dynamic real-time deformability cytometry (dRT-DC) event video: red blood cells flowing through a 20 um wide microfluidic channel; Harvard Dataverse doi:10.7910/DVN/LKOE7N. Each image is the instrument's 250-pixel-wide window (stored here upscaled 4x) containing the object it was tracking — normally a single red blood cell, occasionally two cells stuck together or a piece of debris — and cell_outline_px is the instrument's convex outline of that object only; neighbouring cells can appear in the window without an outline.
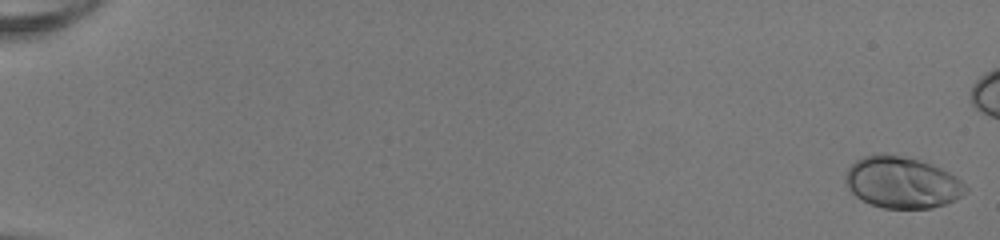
{"species": "human", "species_latin": "Homo sapiens", "temperature_condition": "room temperature", "stored_images_in_passage": 48, "camera_frame_rate_fps": 3000, "um_per_image_px": 0.085, "donor": {"sex": "female"}, "frame": {"image": 1, "passage_image": 1, "time_ms": 0.0, "image_size_px": [1000, 240], "cell_outline_px": [[968, 188], [956, 200], [932, 208], [884, 208], [872, 204], [856, 196], [848, 188], [844, 180], [844, 176], [848, 168], [856, 160], [864, 156], [880, 152], [920, 160], [940, 168], [956, 176]], "centroid_in_image_um": [76.65, 15.5], "position_along_channel_um": 8.4, "area_um2": 35.89}}
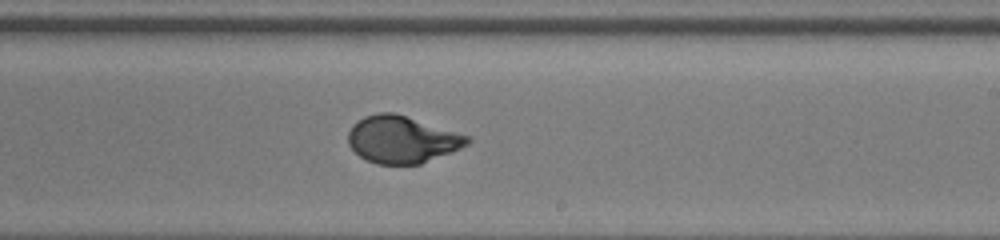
{"frame": {"image": 2, "passage_image": 34, "time_ms": 11.0, "image_size_px": [1000, 240], "cell_outline_px": [[472, 140], [468, 144], [460, 148], [420, 164], [376, 164], [360, 156], [348, 144], [348, 132], [352, 124], [364, 116], [380, 112], [396, 112], [472, 136]], "centroid_in_image_um": [34.19, 11.83], "position_along_channel_um": 254.8, "area_um2": 32.95}}
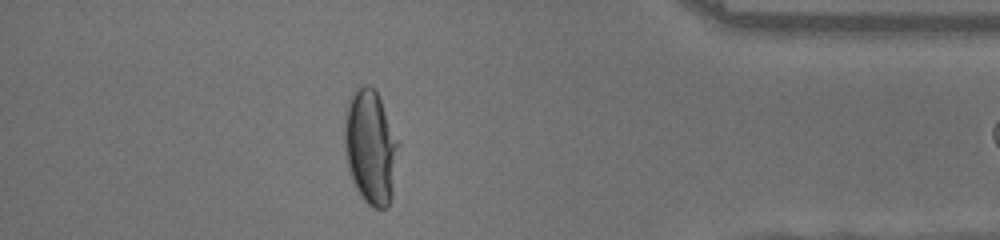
{"frame": {"image": 3, "passage_image": 47, "time_ms": 15.333, "image_size_px": [1000, 240], "cell_outline_px": [[400, 144], [392, 196], [388, 204], [384, 208], [372, 208], [360, 196], [352, 180], [348, 168], [344, 148], [344, 108], [352, 92], [360, 84], [368, 84], [376, 88]], "centroid_in_image_um": [31.48, 12.44], "position_along_channel_um": 403.7, "area_um2": 36.76}}